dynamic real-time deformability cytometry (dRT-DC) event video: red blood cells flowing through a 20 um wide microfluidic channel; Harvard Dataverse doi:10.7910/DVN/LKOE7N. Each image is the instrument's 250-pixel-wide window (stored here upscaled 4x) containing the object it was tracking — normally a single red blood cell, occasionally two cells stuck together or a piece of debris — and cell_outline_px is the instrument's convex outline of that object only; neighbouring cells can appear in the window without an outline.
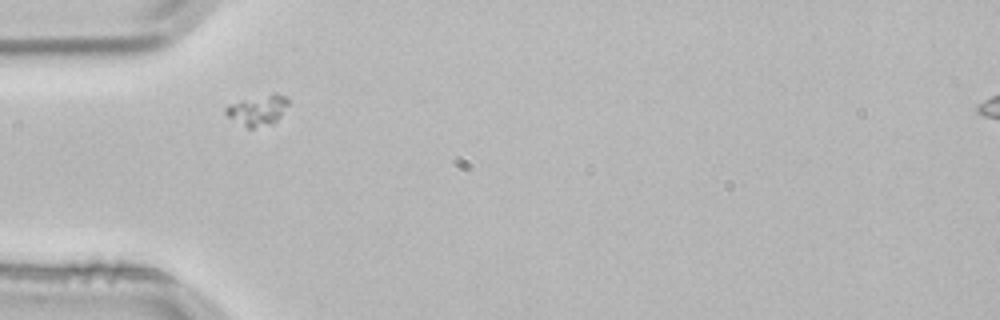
{"species": "common noctule bat (a hibernating species)", "species_latin": "Nyctalus noctula", "temperature_condition": "room temperature", "stored_images_in_passage": 1, "camera_frame_rate_fps": 3000, "um_per_image_px": 0.085, "animal": {"sex": "male", "body_mass_g": 21.5, "forearm_length_mm": 52.0}, "frame": {"image": 1, "passage_image": 1, "time_ms": 0.0, "image_size_px": [1000, 320], "cell_outline_px": [[288, 104], [280, 116], [272, 124], [252, 128], [248, 128], [228, 116], [224, 112], [224, 108], [228, 104], [240, 100], [272, 92], [284, 96], [288, 100]], "centroid_in_image_um": [21.88, 9.34], "position_along_channel_um": 63.1, "area_um2": 11.04}}